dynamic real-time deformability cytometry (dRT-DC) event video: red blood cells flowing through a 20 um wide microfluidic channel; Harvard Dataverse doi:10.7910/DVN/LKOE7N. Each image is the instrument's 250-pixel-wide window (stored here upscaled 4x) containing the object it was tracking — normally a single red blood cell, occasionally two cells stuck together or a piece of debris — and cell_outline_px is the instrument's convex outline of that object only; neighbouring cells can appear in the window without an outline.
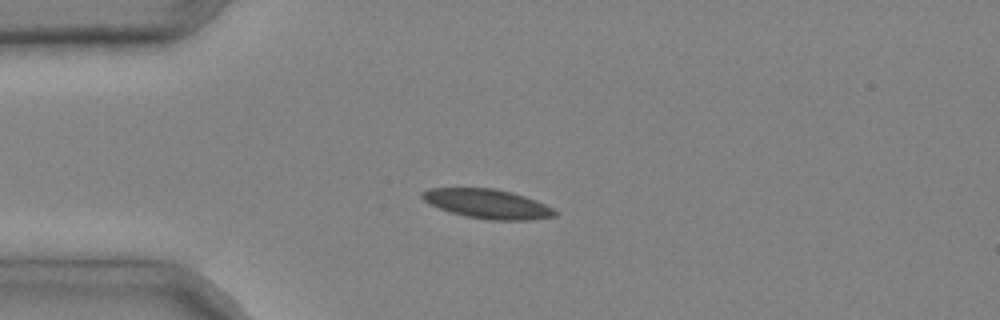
{"species": "common noctule bat (a hibernating species)", "species_latin": "Nyctalus noctula", "temperature_condition": "cold", "stored_images_in_passage": 3, "camera_frame_rate_fps": 3000, "um_per_image_px": 0.085, "animal": {"sex": "male", "body_mass_g": 20.4}, "frame": {"image": 1, "passage_image": 3, "time_ms": 0.667, "image_size_px": [1000, 320], "cell_outline_px": [[560, 212], [556, 216], [532, 220], [492, 220], [464, 216], [448, 212], [424, 200], [420, 196], [420, 192], [428, 188], [492, 188], [512, 192], [536, 200]], "centroid_in_image_um": [41.45, 17.33], "position_along_channel_um": 43.6, "area_um2": 22.77}}